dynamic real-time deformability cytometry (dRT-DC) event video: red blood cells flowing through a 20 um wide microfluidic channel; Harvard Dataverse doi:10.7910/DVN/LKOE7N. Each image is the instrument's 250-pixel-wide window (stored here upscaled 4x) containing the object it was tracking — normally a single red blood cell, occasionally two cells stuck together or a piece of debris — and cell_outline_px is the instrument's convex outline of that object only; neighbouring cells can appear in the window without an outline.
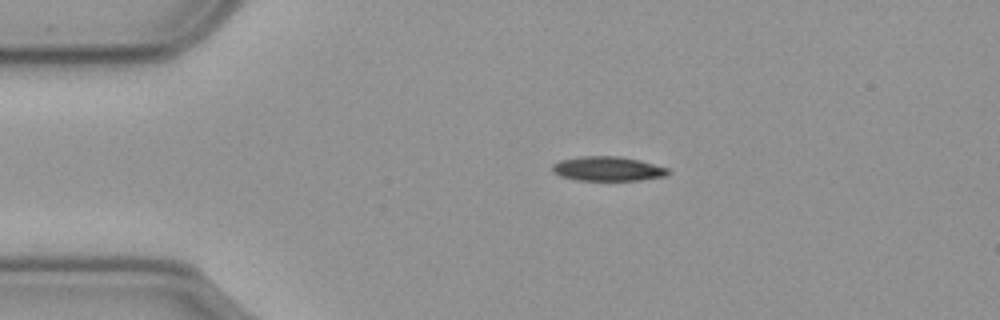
{"species": "common noctule bat (a hibernating species)", "species_latin": "Nyctalus noctula", "temperature_condition": "cold", "stored_images_in_passage": 46, "camera_frame_rate_fps": 3000, "um_per_image_px": 0.085, "animal": {"sex": "male", "body_mass_g": 23.1, "forearm_length_mm": 52.7}, "frame": {"image": 1, "passage_image": 1, "time_ms": 0.0, "image_size_px": [1000, 320], "cell_outline_px": [[668, 172], [664, 176], [640, 180], [576, 180], [560, 176], [552, 172], [552, 164], [560, 160], [580, 156], [620, 156], [640, 160], [668, 168]], "centroid_in_image_um": [51.61, 14.34], "position_along_channel_um": 33.4, "area_um2": 16.47}}
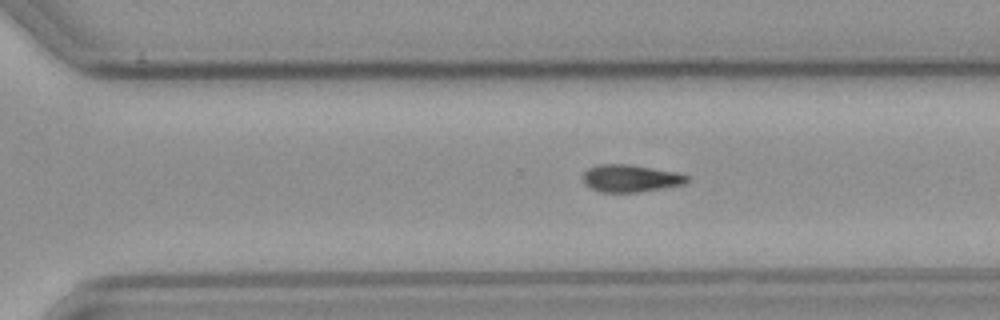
{"frame": {"image": 2, "passage_image": 28, "time_ms": 9.0, "image_size_px": [1000, 320], "cell_outline_px": [[688, 180], [684, 184], [636, 192], [600, 192], [584, 184], [584, 172], [588, 168], [596, 164], [628, 164], [676, 172], [688, 176]], "centroid_in_image_um": [53.56, 15.15], "position_along_channel_um": 317.0, "area_um2": 16.36}}
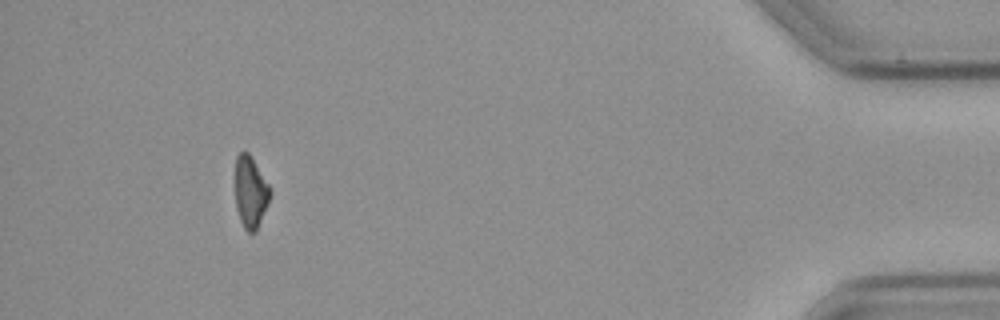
{"frame": {"image": 3, "passage_image": 42, "time_ms": 13.667, "image_size_px": [1000, 320], "cell_outline_px": [[272, 192], [268, 204], [256, 232], [248, 232], [244, 228], [240, 220], [236, 208], [236, 156], [240, 152], [248, 152], [272, 188]], "centroid_in_image_um": [21.32, 16.34], "position_along_channel_um": 413.9, "area_um2": 14.62}, "authors_computed_cell_mechanics": {"area_um2": 16.5019, "velocity_mm_per_s": 3.5936, "shape_relaxation_time_tau1_ms": 2.9115, "shape_relaxation_time_tau2_ms": null, "deformation_change_tau1": 0.1338, "deformation_change_tau2": null}}